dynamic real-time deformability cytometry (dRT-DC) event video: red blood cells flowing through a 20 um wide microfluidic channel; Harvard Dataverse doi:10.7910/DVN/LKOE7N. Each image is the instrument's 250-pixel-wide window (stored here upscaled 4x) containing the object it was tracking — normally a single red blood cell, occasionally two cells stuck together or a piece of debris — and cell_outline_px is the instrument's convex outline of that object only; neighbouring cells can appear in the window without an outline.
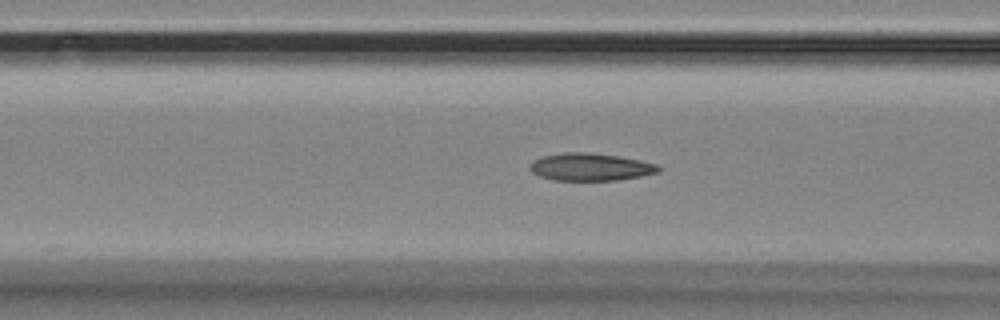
{"species": "Egyptian fruit bat (a non-hibernating species)", "species_latin": "Rousettus aegyptiacus", "temperature_condition": "room temperature", "stored_images_in_passage": 56, "camera_frame_rate_fps": 3000, "um_per_image_px": 0.085, "animal": {"sex": "female"}, "frame": {"image": 1, "passage_image": 22, "time_ms": 7.0, "image_size_px": [1000, 320], "cell_outline_px": [[660, 168], [656, 172], [640, 176], [616, 180], [556, 180], [540, 176], [532, 172], [528, 168], [536, 160], [544, 156], [564, 152], [588, 152], [620, 156], [640, 160], [656, 164]], "centroid_in_image_um": [50.18, 14.18], "position_along_channel_um": 116.4, "area_um2": 20.29}}
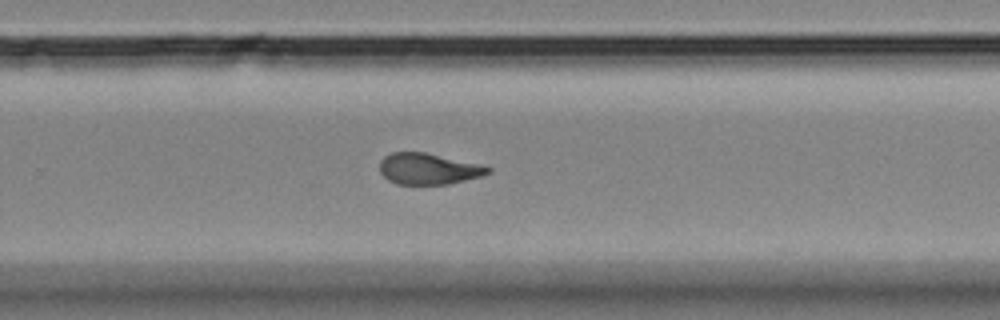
{"frame": {"image": 2, "passage_image": 37, "time_ms": 12.0, "image_size_px": [1000, 320], "cell_outline_px": [[492, 172], [480, 176], [448, 184], [396, 184], [388, 180], [380, 172], [380, 160], [384, 156], [392, 152], [424, 152], [480, 164], [492, 168]], "centroid_in_image_um": [36.4, 14.35], "position_along_channel_um": 293.4, "area_um2": 19.59}}
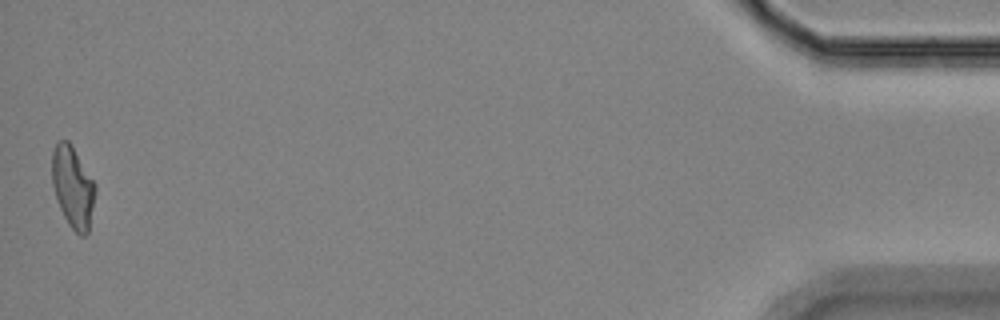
{"frame": {"image": 3, "passage_image": 56, "time_ms": 18.333, "image_size_px": [1000, 320], "cell_outline_px": [[96, 188], [88, 232], [84, 236], [80, 236], [68, 224], [56, 200], [52, 184], [52, 152], [56, 144], [60, 140], [68, 140], [72, 144], [96, 184]], "centroid_in_image_um": [6.18, 15.88], "position_along_channel_um": 429.0, "area_um2": 20.58}, "authors_computed_cell_mechanics": {"area_um2": 20.1722, "velocity_mm_per_s": 3.541, "shape_relaxation_time_tau1_ms": null, "shape_relaxation_time_tau2_ms": 1.9274, "deformation_change_tau1": null, "deformation_change_tau2": 0.0902}}